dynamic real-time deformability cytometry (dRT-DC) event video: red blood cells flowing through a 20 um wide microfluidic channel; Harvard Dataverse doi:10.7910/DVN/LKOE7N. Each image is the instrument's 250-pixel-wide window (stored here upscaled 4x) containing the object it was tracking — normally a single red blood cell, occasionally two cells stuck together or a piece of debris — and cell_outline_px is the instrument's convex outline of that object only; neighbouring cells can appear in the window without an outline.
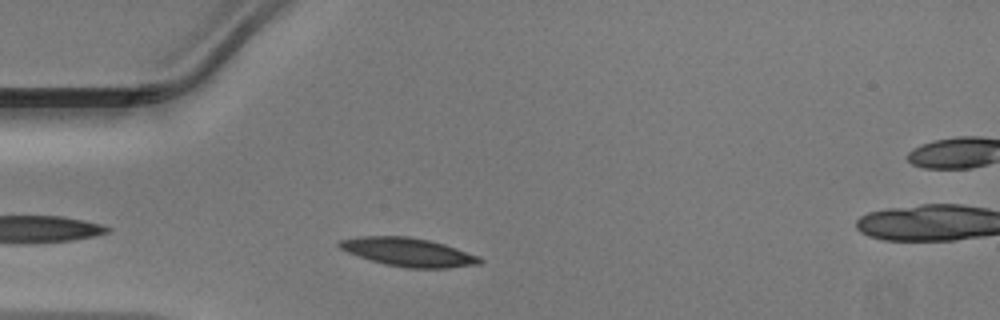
{"species": "Egyptian fruit bat (a non-hibernating species)", "species_latin": "Rousettus aegyptiacus", "temperature_condition": "warm", "stored_images_in_passage": 30, "camera_frame_rate_fps": 3000, "um_per_image_px": 0.085, "animal": {"sex": "male"}, "frame": {"image": 1, "passage_image": 4, "time_ms": 1.0, "image_size_px": [1000, 320], "cell_outline_px": [[484, 260], [480, 264], [448, 268], [408, 268], [384, 264], [348, 252], [340, 248], [336, 244], [340, 240], [356, 236], [408, 236], [432, 240], [480, 256]], "centroid_in_image_um": [34.73, 21.42], "position_along_channel_um": 50.3, "area_um2": 23.41}}
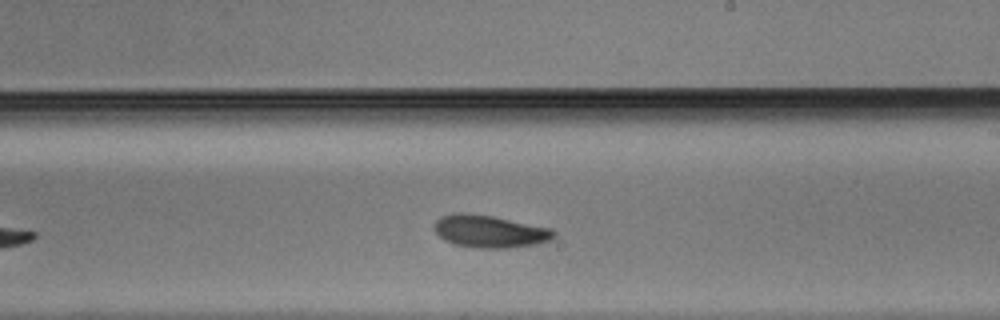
{"frame": {"image": 2, "passage_image": 19, "time_ms": 6.0, "image_size_px": [1000, 320], "cell_outline_px": [[556, 236], [548, 240], [536, 244], [508, 248], [476, 248], [452, 244], [444, 240], [436, 232], [432, 224], [440, 216], [452, 212], [464, 212], [492, 216], [552, 228], [556, 232]], "centroid_in_image_um": [41.58, 19.66], "position_along_channel_um": 247.4, "area_um2": 22.89}}
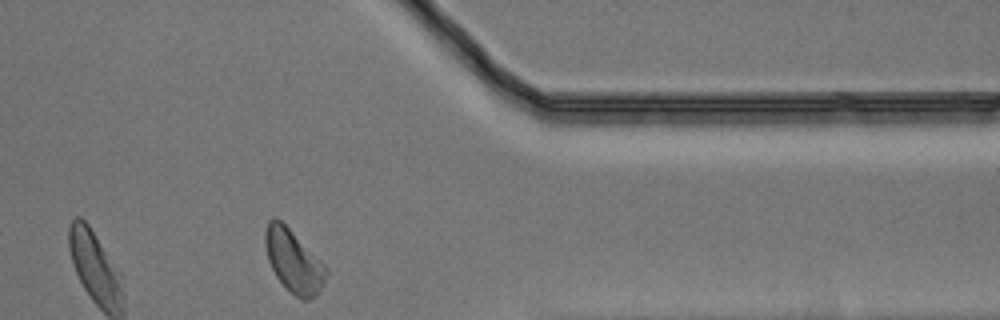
{"frame": {"image": 3, "passage_image": 30, "time_ms": 9.667, "image_size_px": [1000, 320], "cell_outline_px": [[328, 272], [324, 284], [316, 296], [308, 300], [304, 300], [296, 296], [276, 276], [268, 260], [264, 244], [264, 232], [268, 220], [272, 216], [276, 216], [328, 268]], "centroid_in_image_um": [24.94, 22.17], "position_along_channel_um": 386.5, "area_um2": 22.02}}